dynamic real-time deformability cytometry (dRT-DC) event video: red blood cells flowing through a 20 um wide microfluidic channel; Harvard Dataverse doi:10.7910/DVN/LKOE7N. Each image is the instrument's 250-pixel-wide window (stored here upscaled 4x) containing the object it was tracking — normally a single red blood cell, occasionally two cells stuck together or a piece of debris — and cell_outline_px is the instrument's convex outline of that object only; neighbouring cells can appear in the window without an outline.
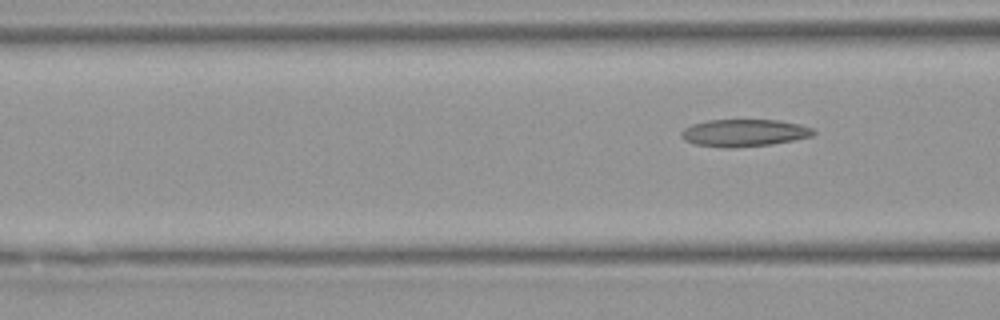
{"species": "Egyptian fruit bat (a non-hibernating species)", "species_latin": "Rousettus aegyptiacus", "temperature_condition": "warm", "stored_images_in_passage": 7, "segment_of_instrument_passage": [2, 2], "camera_frame_rate_fps": 3000, "um_per_image_px": 0.085, "animal": {"sex": "female"}, "frame": {"image": 1, "passage_image": 7, "time_ms": 8.0, "image_size_px": [1000, 320], "cell_outline_px": [[816, 132], [812, 136], [772, 144], [736, 148], [728, 148], [696, 144], [684, 140], [680, 136], [680, 132], [684, 128], [692, 124], [708, 120], [780, 120], [800, 124], [812, 128]], "centroid_in_image_um": [63.24, 11.29], "position_along_channel_um": 103.4, "area_um2": 21.04}}